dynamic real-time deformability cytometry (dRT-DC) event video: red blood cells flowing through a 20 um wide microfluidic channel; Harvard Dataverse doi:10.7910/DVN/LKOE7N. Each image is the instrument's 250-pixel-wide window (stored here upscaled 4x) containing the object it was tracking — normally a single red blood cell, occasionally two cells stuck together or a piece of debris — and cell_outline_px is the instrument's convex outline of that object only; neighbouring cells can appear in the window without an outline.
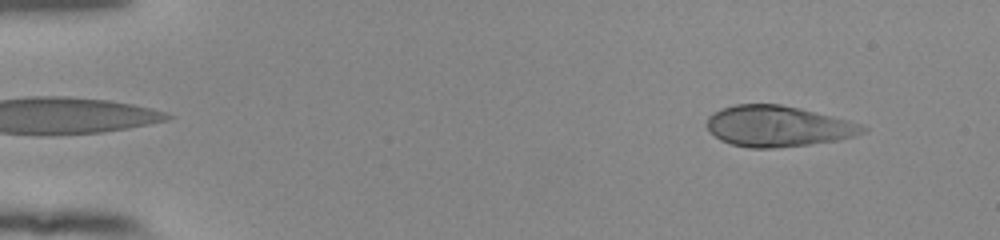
{"species": "human", "species_latin": "Homo sapiens", "temperature_condition": "room temperature", "stored_images_in_passage": 53, "camera_frame_rate_fps": 3000, "um_per_image_px": 0.085, "donor": {"sex": "female"}, "frame": {"image": 1, "passage_image": 5, "time_ms": 1.333, "image_size_px": [1000, 240], "cell_outline_px": [[868, 128], [864, 132], [852, 136], [836, 140], [808, 144], [776, 148], [748, 148], [732, 144], [720, 140], [708, 128], [708, 116], [712, 112], [736, 104], [780, 104], [800, 108], [860, 124]], "centroid_in_image_um": [66.08, 10.73], "position_along_channel_um": 18.9, "area_um2": 36.59}}
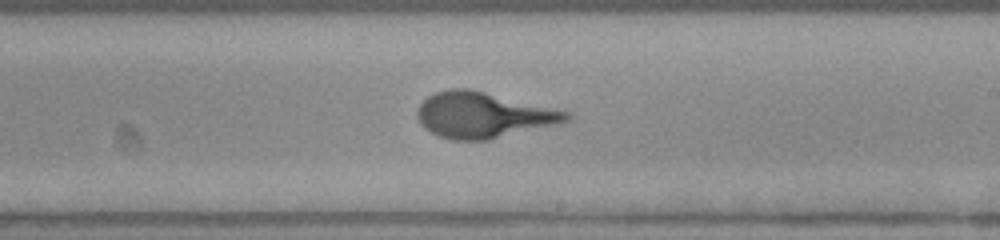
{"frame": {"image": 2, "passage_image": 32, "time_ms": 10.333, "image_size_px": [1000, 240], "cell_outline_px": [[572, 116], [568, 120], [560, 124], [488, 140], [452, 140], [440, 136], [424, 128], [420, 124], [416, 116], [416, 108], [428, 96], [436, 92], [448, 88], [468, 88], [572, 112]], "centroid_in_image_um": [41.08, 9.78], "position_along_channel_um": 247.9, "area_um2": 39.94}}
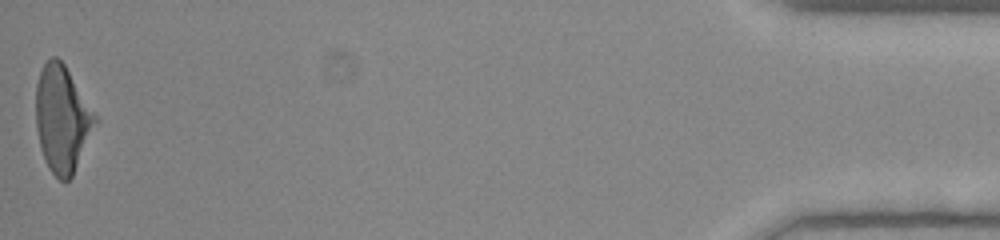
{"frame": {"image": 3, "passage_image": 53, "time_ms": 17.333, "image_size_px": [1000, 240], "cell_outline_px": [[100, 120], [72, 176], [68, 180], [60, 180], [48, 168], [44, 160], [40, 148], [36, 128], [36, 84], [40, 72], [44, 64], [52, 56], [56, 56], [64, 64]], "centroid_in_image_um": [5.3, 10.12], "position_along_channel_um": 429.9, "area_um2": 37.05}}